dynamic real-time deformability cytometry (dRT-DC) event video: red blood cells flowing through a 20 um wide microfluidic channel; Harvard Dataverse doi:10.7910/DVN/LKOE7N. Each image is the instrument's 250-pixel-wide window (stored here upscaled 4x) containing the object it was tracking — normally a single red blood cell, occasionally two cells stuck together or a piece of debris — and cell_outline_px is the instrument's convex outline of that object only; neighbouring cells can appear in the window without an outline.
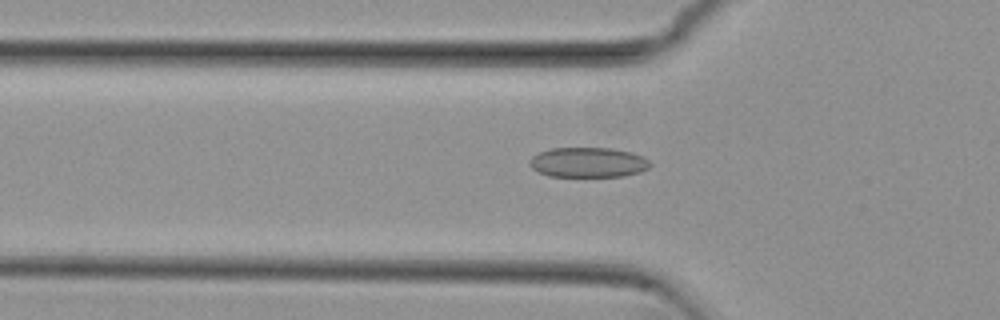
{"species": "common noctule bat (a hibernating species)", "species_latin": "Nyctalus noctula", "temperature_condition": "cold", "stored_images_in_passage": 53, "camera_frame_rate_fps": 3000, "um_per_image_px": 0.085, "animal": {"sex": "female", "body_mass_g": 29.2, "forearm_length_mm": 56.3}, "frame": {"image": 1, "passage_image": 17, "time_ms": 5.333, "image_size_px": [1000, 320], "cell_outline_px": [[652, 164], [648, 168], [640, 172], [624, 176], [548, 176], [536, 172], [532, 168], [532, 156], [548, 148], [612, 148], [632, 152], [644, 156]], "centroid_in_image_um": [50.02, 13.8], "position_along_channel_um": 75.8, "area_um2": 21.1}}
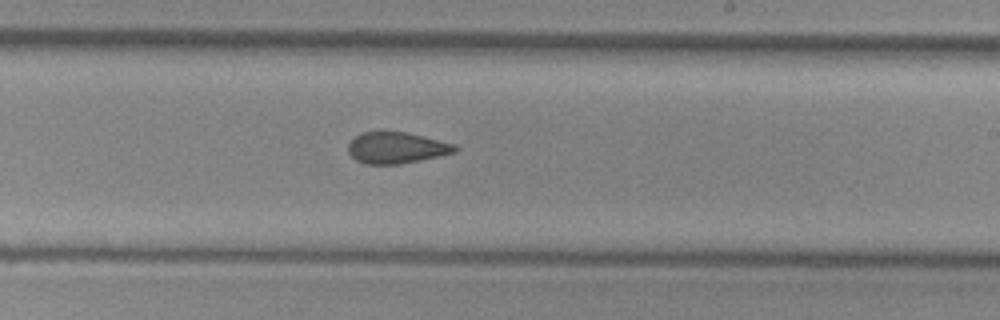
{"frame": {"image": 2, "passage_image": 31, "time_ms": 10.0, "image_size_px": [1000, 320], "cell_outline_px": [[460, 148], [456, 152], [440, 156], [400, 164], [364, 164], [356, 160], [348, 152], [348, 144], [360, 132], [380, 128], [408, 132], [456, 144]], "centroid_in_image_um": [33.69, 12.51], "position_along_channel_um": 255.3, "area_um2": 20.29}}
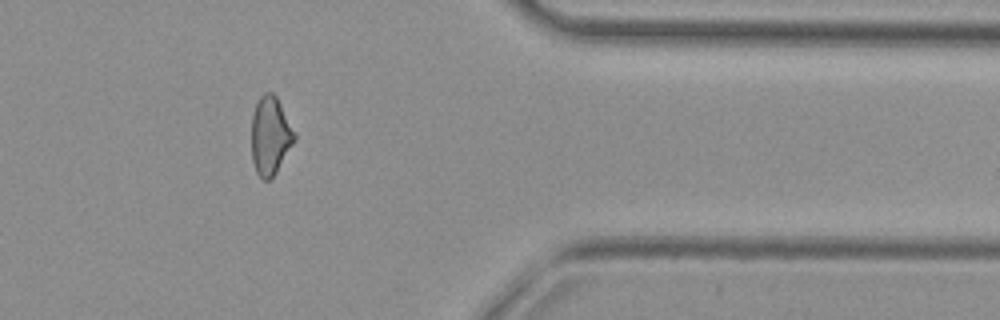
{"frame": {"image": 3, "passage_image": 43, "time_ms": 14.0, "image_size_px": [1000, 320], "cell_outline_px": [[296, 140], [276, 172], [268, 180], [264, 180], [256, 172], [252, 160], [252, 116], [256, 104], [260, 96], [264, 92], [272, 92], [276, 96], [296, 132]], "centroid_in_image_um": [22.99, 11.52], "position_along_channel_um": 388.4, "area_um2": 19.59}, "authors_computed_cell_mechanics": {"area_um2": 20.3456, "velocity_mm_per_s": 3.8356, "shape_relaxation_time_tau1_ms": null, "shape_relaxation_time_tau2_ms": 2.3291, "deformation_change_tau1": null, "deformation_change_tau2": 0.0866}}